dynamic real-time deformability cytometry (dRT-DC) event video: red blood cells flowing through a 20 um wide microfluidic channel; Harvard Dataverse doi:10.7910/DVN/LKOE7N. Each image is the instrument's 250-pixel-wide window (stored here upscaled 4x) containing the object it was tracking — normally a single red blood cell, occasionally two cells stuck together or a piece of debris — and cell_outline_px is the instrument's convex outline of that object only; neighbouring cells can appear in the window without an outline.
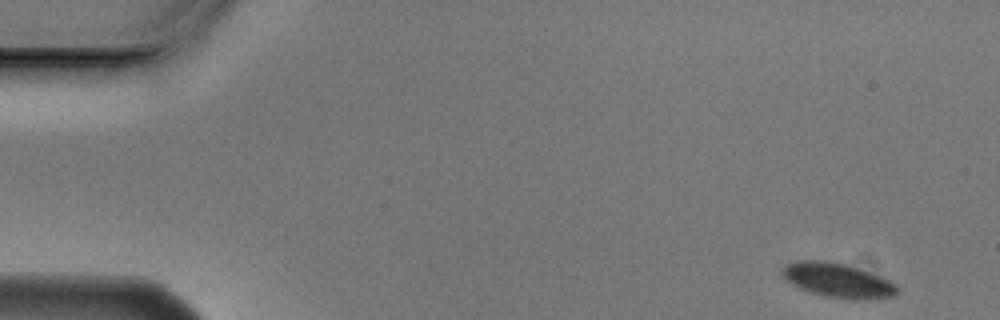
{"species": "Egyptian fruit bat (a non-hibernating species)", "species_latin": "Rousettus aegyptiacus", "temperature_condition": "cold", "stored_images_in_passage": 7, "camera_frame_rate_fps": 3000, "um_per_image_px": 0.085, "animal": {"sex": "male"}, "frame": {"image": 1, "passage_image": 1, "time_ms": 0.0, "image_size_px": [1000, 320], "cell_outline_px": [[896, 296], [824, 296], [808, 292], [792, 284], [780, 272], [784, 264], [796, 260], [824, 260], [848, 264], [880, 276], [896, 284]], "centroid_in_image_um": [71.08, 23.74], "position_along_channel_um": 13.9, "area_um2": 22.08}}
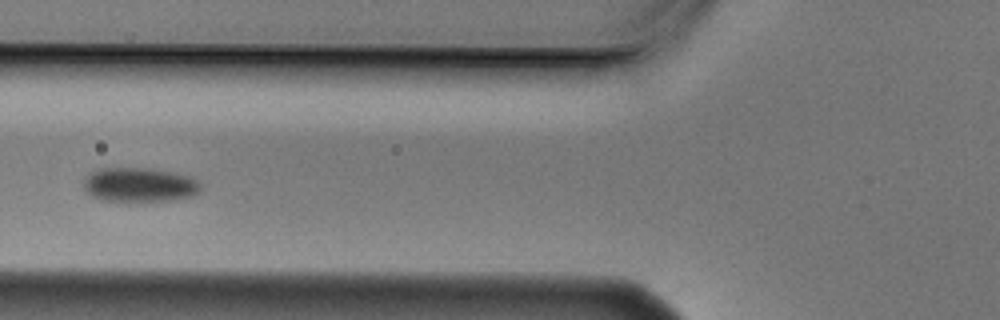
{"frame": {"image": 2, "passage_image": 6, "time_ms": 1.667, "image_size_px": [1000, 320], "cell_outline_px": [[200, 192], [192, 196], [176, 200], [124, 204], [104, 200], [92, 196], [84, 188], [84, 176], [88, 172], [96, 168], [148, 168], [172, 172], [192, 176], [200, 184]], "centroid_in_image_um": [11.83, 15.74], "position_along_channel_um": 114.0, "area_um2": 24.45}}
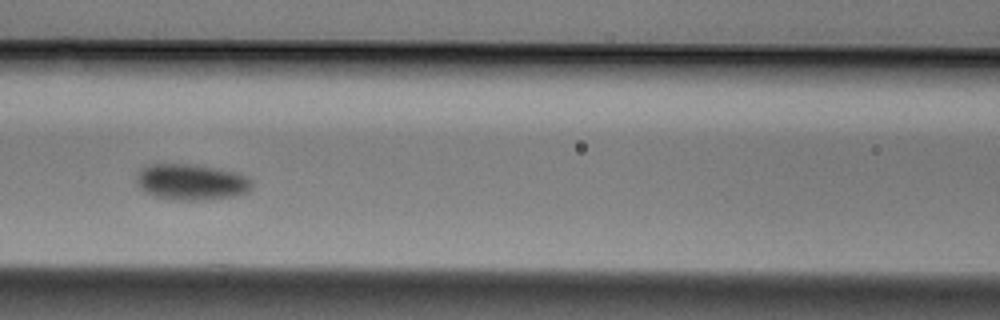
{"frame": {"image": 3, "passage_image": 7, "time_ms": 2.0, "image_size_px": [1000, 320], "cell_outline_px": [[252, 188], [248, 192], [236, 196], [212, 200], [176, 200], [156, 196], [144, 192], [140, 188], [136, 180], [136, 172], [140, 168], [152, 164], [188, 164], [236, 172], [248, 176], [252, 180]], "centroid_in_image_um": [16.27, 15.48], "position_along_channel_um": 150.3, "area_um2": 24.45}}